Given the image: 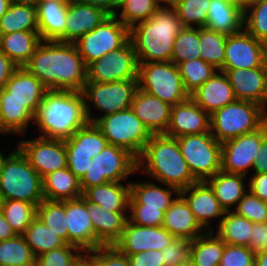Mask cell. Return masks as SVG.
<instances>
[{
  "label": "cell",
  "mask_w": 267,
  "mask_h": 266,
  "mask_svg": "<svg viewBox=\"0 0 267 266\" xmlns=\"http://www.w3.org/2000/svg\"><path fill=\"white\" fill-rule=\"evenodd\" d=\"M85 5H92L103 9L109 15H115L119 0H75Z\"/></svg>",
  "instance_id": "cell-62"
},
{
  "label": "cell",
  "mask_w": 267,
  "mask_h": 266,
  "mask_svg": "<svg viewBox=\"0 0 267 266\" xmlns=\"http://www.w3.org/2000/svg\"><path fill=\"white\" fill-rule=\"evenodd\" d=\"M35 258L66 243L39 218H35L22 234Z\"/></svg>",
  "instance_id": "cell-40"
},
{
  "label": "cell",
  "mask_w": 267,
  "mask_h": 266,
  "mask_svg": "<svg viewBox=\"0 0 267 266\" xmlns=\"http://www.w3.org/2000/svg\"><path fill=\"white\" fill-rule=\"evenodd\" d=\"M35 256L23 235L0 241V265L34 266Z\"/></svg>",
  "instance_id": "cell-44"
},
{
  "label": "cell",
  "mask_w": 267,
  "mask_h": 266,
  "mask_svg": "<svg viewBox=\"0 0 267 266\" xmlns=\"http://www.w3.org/2000/svg\"><path fill=\"white\" fill-rule=\"evenodd\" d=\"M17 68L18 66L0 51V89L4 88Z\"/></svg>",
  "instance_id": "cell-60"
},
{
  "label": "cell",
  "mask_w": 267,
  "mask_h": 266,
  "mask_svg": "<svg viewBox=\"0 0 267 266\" xmlns=\"http://www.w3.org/2000/svg\"><path fill=\"white\" fill-rule=\"evenodd\" d=\"M184 28L175 8H159L146 21L129 29L139 63L171 62L174 40Z\"/></svg>",
  "instance_id": "cell-3"
},
{
  "label": "cell",
  "mask_w": 267,
  "mask_h": 266,
  "mask_svg": "<svg viewBox=\"0 0 267 266\" xmlns=\"http://www.w3.org/2000/svg\"><path fill=\"white\" fill-rule=\"evenodd\" d=\"M94 237L100 245H114L122 236L129 212H112L86 201Z\"/></svg>",
  "instance_id": "cell-26"
},
{
  "label": "cell",
  "mask_w": 267,
  "mask_h": 266,
  "mask_svg": "<svg viewBox=\"0 0 267 266\" xmlns=\"http://www.w3.org/2000/svg\"><path fill=\"white\" fill-rule=\"evenodd\" d=\"M39 137L66 140L88 121L81 92L48 90L38 105L33 120Z\"/></svg>",
  "instance_id": "cell-2"
},
{
  "label": "cell",
  "mask_w": 267,
  "mask_h": 266,
  "mask_svg": "<svg viewBox=\"0 0 267 266\" xmlns=\"http://www.w3.org/2000/svg\"><path fill=\"white\" fill-rule=\"evenodd\" d=\"M251 233L252 222L232 210L225 212L214 234L225 244L248 247Z\"/></svg>",
  "instance_id": "cell-37"
},
{
  "label": "cell",
  "mask_w": 267,
  "mask_h": 266,
  "mask_svg": "<svg viewBox=\"0 0 267 266\" xmlns=\"http://www.w3.org/2000/svg\"><path fill=\"white\" fill-rule=\"evenodd\" d=\"M24 67L49 90L81 92L87 81V66L75 43L41 41Z\"/></svg>",
  "instance_id": "cell-1"
},
{
  "label": "cell",
  "mask_w": 267,
  "mask_h": 266,
  "mask_svg": "<svg viewBox=\"0 0 267 266\" xmlns=\"http://www.w3.org/2000/svg\"><path fill=\"white\" fill-rule=\"evenodd\" d=\"M129 40V28L115 15H109L94 30L84 34L75 43L84 63L95 60L122 47Z\"/></svg>",
  "instance_id": "cell-12"
},
{
  "label": "cell",
  "mask_w": 267,
  "mask_h": 266,
  "mask_svg": "<svg viewBox=\"0 0 267 266\" xmlns=\"http://www.w3.org/2000/svg\"><path fill=\"white\" fill-rule=\"evenodd\" d=\"M2 203H3V198H2V195H1V191H0V208H1Z\"/></svg>",
  "instance_id": "cell-73"
},
{
  "label": "cell",
  "mask_w": 267,
  "mask_h": 266,
  "mask_svg": "<svg viewBox=\"0 0 267 266\" xmlns=\"http://www.w3.org/2000/svg\"><path fill=\"white\" fill-rule=\"evenodd\" d=\"M191 240L186 238H174L172 242L162 250L164 266H178L190 257Z\"/></svg>",
  "instance_id": "cell-55"
},
{
  "label": "cell",
  "mask_w": 267,
  "mask_h": 266,
  "mask_svg": "<svg viewBox=\"0 0 267 266\" xmlns=\"http://www.w3.org/2000/svg\"><path fill=\"white\" fill-rule=\"evenodd\" d=\"M174 236L162 226H140L127 220L121 238L114 244L127 256L150 251H162Z\"/></svg>",
  "instance_id": "cell-17"
},
{
  "label": "cell",
  "mask_w": 267,
  "mask_h": 266,
  "mask_svg": "<svg viewBox=\"0 0 267 266\" xmlns=\"http://www.w3.org/2000/svg\"><path fill=\"white\" fill-rule=\"evenodd\" d=\"M267 137L261 126L254 132L225 141L221 145V171L247 176L258 156V148Z\"/></svg>",
  "instance_id": "cell-14"
},
{
  "label": "cell",
  "mask_w": 267,
  "mask_h": 266,
  "mask_svg": "<svg viewBox=\"0 0 267 266\" xmlns=\"http://www.w3.org/2000/svg\"><path fill=\"white\" fill-rule=\"evenodd\" d=\"M109 16L103 9L70 0L65 20V42L74 43Z\"/></svg>",
  "instance_id": "cell-24"
},
{
  "label": "cell",
  "mask_w": 267,
  "mask_h": 266,
  "mask_svg": "<svg viewBox=\"0 0 267 266\" xmlns=\"http://www.w3.org/2000/svg\"><path fill=\"white\" fill-rule=\"evenodd\" d=\"M181 1L183 0H158L161 8H175Z\"/></svg>",
  "instance_id": "cell-66"
},
{
  "label": "cell",
  "mask_w": 267,
  "mask_h": 266,
  "mask_svg": "<svg viewBox=\"0 0 267 266\" xmlns=\"http://www.w3.org/2000/svg\"><path fill=\"white\" fill-rule=\"evenodd\" d=\"M180 195L188 203L200 226L206 232L214 231L211 229L210 220L220 218V222L226 211L218 202L209 184L206 181H197L188 188L180 190Z\"/></svg>",
  "instance_id": "cell-19"
},
{
  "label": "cell",
  "mask_w": 267,
  "mask_h": 266,
  "mask_svg": "<svg viewBox=\"0 0 267 266\" xmlns=\"http://www.w3.org/2000/svg\"><path fill=\"white\" fill-rule=\"evenodd\" d=\"M178 266H197L194 261L189 257L186 261H183Z\"/></svg>",
  "instance_id": "cell-70"
},
{
  "label": "cell",
  "mask_w": 267,
  "mask_h": 266,
  "mask_svg": "<svg viewBox=\"0 0 267 266\" xmlns=\"http://www.w3.org/2000/svg\"><path fill=\"white\" fill-rule=\"evenodd\" d=\"M180 151L198 181H206L221 170V145L211 132L176 138Z\"/></svg>",
  "instance_id": "cell-11"
},
{
  "label": "cell",
  "mask_w": 267,
  "mask_h": 266,
  "mask_svg": "<svg viewBox=\"0 0 267 266\" xmlns=\"http://www.w3.org/2000/svg\"><path fill=\"white\" fill-rule=\"evenodd\" d=\"M248 190L261 200L267 199V172L265 173H253L249 177Z\"/></svg>",
  "instance_id": "cell-59"
},
{
  "label": "cell",
  "mask_w": 267,
  "mask_h": 266,
  "mask_svg": "<svg viewBox=\"0 0 267 266\" xmlns=\"http://www.w3.org/2000/svg\"><path fill=\"white\" fill-rule=\"evenodd\" d=\"M159 8L158 0H119L115 16L130 29L132 26L150 19Z\"/></svg>",
  "instance_id": "cell-42"
},
{
  "label": "cell",
  "mask_w": 267,
  "mask_h": 266,
  "mask_svg": "<svg viewBox=\"0 0 267 266\" xmlns=\"http://www.w3.org/2000/svg\"><path fill=\"white\" fill-rule=\"evenodd\" d=\"M38 31H16L0 35V51L18 67H24L41 42Z\"/></svg>",
  "instance_id": "cell-32"
},
{
  "label": "cell",
  "mask_w": 267,
  "mask_h": 266,
  "mask_svg": "<svg viewBox=\"0 0 267 266\" xmlns=\"http://www.w3.org/2000/svg\"><path fill=\"white\" fill-rule=\"evenodd\" d=\"M267 61V45L242 29L227 35L225 61L221 69H254Z\"/></svg>",
  "instance_id": "cell-16"
},
{
  "label": "cell",
  "mask_w": 267,
  "mask_h": 266,
  "mask_svg": "<svg viewBox=\"0 0 267 266\" xmlns=\"http://www.w3.org/2000/svg\"><path fill=\"white\" fill-rule=\"evenodd\" d=\"M0 191L3 200H20L36 207L44 199L41 176L16 146L0 159Z\"/></svg>",
  "instance_id": "cell-5"
},
{
  "label": "cell",
  "mask_w": 267,
  "mask_h": 266,
  "mask_svg": "<svg viewBox=\"0 0 267 266\" xmlns=\"http://www.w3.org/2000/svg\"><path fill=\"white\" fill-rule=\"evenodd\" d=\"M138 88L137 79L120 80L109 83L86 81L81 93L84 99L87 121L95 123L100 117L131 108L133 96ZM102 116L95 117L89 102Z\"/></svg>",
  "instance_id": "cell-7"
},
{
  "label": "cell",
  "mask_w": 267,
  "mask_h": 266,
  "mask_svg": "<svg viewBox=\"0 0 267 266\" xmlns=\"http://www.w3.org/2000/svg\"><path fill=\"white\" fill-rule=\"evenodd\" d=\"M262 106L236 99L210 115V131L223 143L243 134L256 131L262 126Z\"/></svg>",
  "instance_id": "cell-6"
},
{
  "label": "cell",
  "mask_w": 267,
  "mask_h": 266,
  "mask_svg": "<svg viewBox=\"0 0 267 266\" xmlns=\"http://www.w3.org/2000/svg\"><path fill=\"white\" fill-rule=\"evenodd\" d=\"M34 113L17 100H0V134L26 135L27 128L33 123Z\"/></svg>",
  "instance_id": "cell-35"
},
{
  "label": "cell",
  "mask_w": 267,
  "mask_h": 266,
  "mask_svg": "<svg viewBox=\"0 0 267 266\" xmlns=\"http://www.w3.org/2000/svg\"><path fill=\"white\" fill-rule=\"evenodd\" d=\"M82 197L112 212H129L130 182H108L87 188Z\"/></svg>",
  "instance_id": "cell-30"
},
{
  "label": "cell",
  "mask_w": 267,
  "mask_h": 266,
  "mask_svg": "<svg viewBox=\"0 0 267 266\" xmlns=\"http://www.w3.org/2000/svg\"><path fill=\"white\" fill-rule=\"evenodd\" d=\"M259 1H262V0H245V3H246V6L248 7L249 5L259 2Z\"/></svg>",
  "instance_id": "cell-72"
},
{
  "label": "cell",
  "mask_w": 267,
  "mask_h": 266,
  "mask_svg": "<svg viewBox=\"0 0 267 266\" xmlns=\"http://www.w3.org/2000/svg\"><path fill=\"white\" fill-rule=\"evenodd\" d=\"M49 89L25 67H18L0 89V100H17L35 114L38 105Z\"/></svg>",
  "instance_id": "cell-21"
},
{
  "label": "cell",
  "mask_w": 267,
  "mask_h": 266,
  "mask_svg": "<svg viewBox=\"0 0 267 266\" xmlns=\"http://www.w3.org/2000/svg\"><path fill=\"white\" fill-rule=\"evenodd\" d=\"M138 171L146 173L159 184L176 187L179 191L198 180L192 175L174 137L152 134L137 159Z\"/></svg>",
  "instance_id": "cell-4"
},
{
  "label": "cell",
  "mask_w": 267,
  "mask_h": 266,
  "mask_svg": "<svg viewBox=\"0 0 267 266\" xmlns=\"http://www.w3.org/2000/svg\"><path fill=\"white\" fill-rule=\"evenodd\" d=\"M190 97L209 115L236 100L229 79L221 70L215 72Z\"/></svg>",
  "instance_id": "cell-25"
},
{
  "label": "cell",
  "mask_w": 267,
  "mask_h": 266,
  "mask_svg": "<svg viewBox=\"0 0 267 266\" xmlns=\"http://www.w3.org/2000/svg\"><path fill=\"white\" fill-rule=\"evenodd\" d=\"M185 90L191 95L218 70L208 62L199 59L184 61L177 65Z\"/></svg>",
  "instance_id": "cell-46"
},
{
  "label": "cell",
  "mask_w": 267,
  "mask_h": 266,
  "mask_svg": "<svg viewBox=\"0 0 267 266\" xmlns=\"http://www.w3.org/2000/svg\"><path fill=\"white\" fill-rule=\"evenodd\" d=\"M255 266H267V251L256 254Z\"/></svg>",
  "instance_id": "cell-65"
},
{
  "label": "cell",
  "mask_w": 267,
  "mask_h": 266,
  "mask_svg": "<svg viewBox=\"0 0 267 266\" xmlns=\"http://www.w3.org/2000/svg\"><path fill=\"white\" fill-rule=\"evenodd\" d=\"M210 0H183L175 10L184 27H205Z\"/></svg>",
  "instance_id": "cell-50"
},
{
  "label": "cell",
  "mask_w": 267,
  "mask_h": 266,
  "mask_svg": "<svg viewBox=\"0 0 267 266\" xmlns=\"http://www.w3.org/2000/svg\"><path fill=\"white\" fill-rule=\"evenodd\" d=\"M256 254L246 246L225 244L219 266H255Z\"/></svg>",
  "instance_id": "cell-53"
},
{
  "label": "cell",
  "mask_w": 267,
  "mask_h": 266,
  "mask_svg": "<svg viewBox=\"0 0 267 266\" xmlns=\"http://www.w3.org/2000/svg\"><path fill=\"white\" fill-rule=\"evenodd\" d=\"M252 223L267 222V207L264 200L253 195L249 190L233 210Z\"/></svg>",
  "instance_id": "cell-52"
},
{
  "label": "cell",
  "mask_w": 267,
  "mask_h": 266,
  "mask_svg": "<svg viewBox=\"0 0 267 266\" xmlns=\"http://www.w3.org/2000/svg\"><path fill=\"white\" fill-rule=\"evenodd\" d=\"M205 28L226 35L239 33L243 29V13L221 0H210Z\"/></svg>",
  "instance_id": "cell-34"
},
{
  "label": "cell",
  "mask_w": 267,
  "mask_h": 266,
  "mask_svg": "<svg viewBox=\"0 0 267 266\" xmlns=\"http://www.w3.org/2000/svg\"><path fill=\"white\" fill-rule=\"evenodd\" d=\"M0 209L17 235H22L37 216L34 204L20 200H3Z\"/></svg>",
  "instance_id": "cell-45"
},
{
  "label": "cell",
  "mask_w": 267,
  "mask_h": 266,
  "mask_svg": "<svg viewBox=\"0 0 267 266\" xmlns=\"http://www.w3.org/2000/svg\"><path fill=\"white\" fill-rule=\"evenodd\" d=\"M200 41L198 27H184L174 40L171 62L176 65L200 56Z\"/></svg>",
  "instance_id": "cell-47"
},
{
  "label": "cell",
  "mask_w": 267,
  "mask_h": 266,
  "mask_svg": "<svg viewBox=\"0 0 267 266\" xmlns=\"http://www.w3.org/2000/svg\"><path fill=\"white\" fill-rule=\"evenodd\" d=\"M85 257L94 266H130L128 256L115 245H101L85 253Z\"/></svg>",
  "instance_id": "cell-51"
},
{
  "label": "cell",
  "mask_w": 267,
  "mask_h": 266,
  "mask_svg": "<svg viewBox=\"0 0 267 266\" xmlns=\"http://www.w3.org/2000/svg\"><path fill=\"white\" fill-rule=\"evenodd\" d=\"M36 217L68 244L65 201L43 199L37 206Z\"/></svg>",
  "instance_id": "cell-43"
},
{
  "label": "cell",
  "mask_w": 267,
  "mask_h": 266,
  "mask_svg": "<svg viewBox=\"0 0 267 266\" xmlns=\"http://www.w3.org/2000/svg\"><path fill=\"white\" fill-rule=\"evenodd\" d=\"M130 266H164L163 254L159 250H150L128 256Z\"/></svg>",
  "instance_id": "cell-58"
},
{
  "label": "cell",
  "mask_w": 267,
  "mask_h": 266,
  "mask_svg": "<svg viewBox=\"0 0 267 266\" xmlns=\"http://www.w3.org/2000/svg\"><path fill=\"white\" fill-rule=\"evenodd\" d=\"M2 154H3V153H2V150H0V159H1V157H2Z\"/></svg>",
  "instance_id": "cell-74"
},
{
  "label": "cell",
  "mask_w": 267,
  "mask_h": 266,
  "mask_svg": "<svg viewBox=\"0 0 267 266\" xmlns=\"http://www.w3.org/2000/svg\"><path fill=\"white\" fill-rule=\"evenodd\" d=\"M44 199L67 201L82 197L80 179L67 167L56 170L42 179Z\"/></svg>",
  "instance_id": "cell-33"
},
{
  "label": "cell",
  "mask_w": 267,
  "mask_h": 266,
  "mask_svg": "<svg viewBox=\"0 0 267 266\" xmlns=\"http://www.w3.org/2000/svg\"><path fill=\"white\" fill-rule=\"evenodd\" d=\"M138 60L130 39L120 48L87 66V81L109 83L138 79Z\"/></svg>",
  "instance_id": "cell-13"
},
{
  "label": "cell",
  "mask_w": 267,
  "mask_h": 266,
  "mask_svg": "<svg viewBox=\"0 0 267 266\" xmlns=\"http://www.w3.org/2000/svg\"><path fill=\"white\" fill-rule=\"evenodd\" d=\"M138 172L137 158L126 149L108 144L91 160L86 174L80 180L84 192L92 186L127 180Z\"/></svg>",
  "instance_id": "cell-10"
},
{
  "label": "cell",
  "mask_w": 267,
  "mask_h": 266,
  "mask_svg": "<svg viewBox=\"0 0 267 266\" xmlns=\"http://www.w3.org/2000/svg\"><path fill=\"white\" fill-rule=\"evenodd\" d=\"M70 0H40V2H69Z\"/></svg>",
  "instance_id": "cell-71"
},
{
  "label": "cell",
  "mask_w": 267,
  "mask_h": 266,
  "mask_svg": "<svg viewBox=\"0 0 267 266\" xmlns=\"http://www.w3.org/2000/svg\"><path fill=\"white\" fill-rule=\"evenodd\" d=\"M157 185L154 181L130 182L129 205H144V208H159L164 213L180 194L173 186ZM176 194V196H175ZM175 196V198H173Z\"/></svg>",
  "instance_id": "cell-28"
},
{
  "label": "cell",
  "mask_w": 267,
  "mask_h": 266,
  "mask_svg": "<svg viewBox=\"0 0 267 266\" xmlns=\"http://www.w3.org/2000/svg\"><path fill=\"white\" fill-rule=\"evenodd\" d=\"M16 31H38L37 8L32 5L11 3L0 18V35Z\"/></svg>",
  "instance_id": "cell-38"
},
{
  "label": "cell",
  "mask_w": 267,
  "mask_h": 266,
  "mask_svg": "<svg viewBox=\"0 0 267 266\" xmlns=\"http://www.w3.org/2000/svg\"><path fill=\"white\" fill-rule=\"evenodd\" d=\"M199 41L201 59L220 70L224 66L227 35L201 27Z\"/></svg>",
  "instance_id": "cell-41"
},
{
  "label": "cell",
  "mask_w": 267,
  "mask_h": 266,
  "mask_svg": "<svg viewBox=\"0 0 267 266\" xmlns=\"http://www.w3.org/2000/svg\"><path fill=\"white\" fill-rule=\"evenodd\" d=\"M67 153V168L80 180L89 169L91 160L93 159L90 153L85 152H66Z\"/></svg>",
  "instance_id": "cell-56"
},
{
  "label": "cell",
  "mask_w": 267,
  "mask_h": 266,
  "mask_svg": "<svg viewBox=\"0 0 267 266\" xmlns=\"http://www.w3.org/2000/svg\"><path fill=\"white\" fill-rule=\"evenodd\" d=\"M84 257L85 252L79 247L65 244L36 257L34 266H79Z\"/></svg>",
  "instance_id": "cell-49"
},
{
  "label": "cell",
  "mask_w": 267,
  "mask_h": 266,
  "mask_svg": "<svg viewBox=\"0 0 267 266\" xmlns=\"http://www.w3.org/2000/svg\"><path fill=\"white\" fill-rule=\"evenodd\" d=\"M17 147L42 179L56 170L67 167L64 140L38 136L34 139L19 140Z\"/></svg>",
  "instance_id": "cell-15"
},
{
  "label": "cell",
  "mask_w": 267,
  "mask_h": 266,
  "mask_svg": "<svg viewBox=\"0 0 267 266\" xmlns=\"http://www.w3.org/2000/svg\"><path fill=\"white\" fill-rule=\"evenodd\" d=\"M94 124L108 144L126 149L137 159L152 136L131 108L100 117Z\"/></svg>",
  "instance_id": "cell-8"
},
{
  "label": "cell",
  "mask_w": 267,
  "mask_h": 266,
  "mask_svg": "<svg viewBox=\"0 0 267 266\" xmlns=\"http://www.w3.org/2000/svg\"><path fill=\"white\" fill-rule=\"evenodd\" d=\"M225 242L214 231H208L191 240L190 258L197 266H219Z\"/></svg>",
  "instance_id": "cell-36"
},
{
  "label": "cell",
  "mask_w": 267,
  "mask_h": 266,
  "mask_svg": "<svg viewBox=\"0 0 267 266\" xmlns=\"http://www.w3.org/2000/svg\"><path fill=\"white\" fill-rule=\"evenodd\" d=\"M223 2H225L226 4L232 5L234 7H236L237 9H239L242 13L245 12L246 9V3L245 0H221Z\"/></svg>",
  "instance_id": "cell-64"
},
{
  "label": "cell",
  "mask_w": 267,
  "mask_h": 266,
  "mask_svg": "<svg viewBox=\"0 0 267 266\" xmlns=\"http://www.w3.org/2000/svg\"><path fill=\"white\" fill-rule=\"evenodd\" d=\"M68 244L79 247L85 253L101 246L94 237L91 218L83 197L65 201Z\"/></svg>",
  "instance_id": "cell-20"
},
{
  "label": "cell",
  "mask_w": 267,
  "mask_h": 266,
  "mask_svg": "<svg viewBox=\"0 0 267 266\" xmlns=\"http://www.w3.org/2000/svg\"><path fill=\"white\" fill-rule=\"evenodd\" d=\"M138 87L171 106L190 97L178 66L173 62H149L138 65Z\"/></svg>",
  "instance_id": "cell-9"
},
{
  "label": "cell",
  "mask_w": 267,
  "mask_h": 266,
  "mask_svg": "<svg viewBox=\"0 0 267 266\" xmlns=\"http://www.w3.org/2000/svg\"><path fill=\"white\" fill-rule=\"evenodd\" d=\"M162 227L176 238L194 240L206 231L197 222L186 200L179 194L164 213Z\"/></svg>",
  "instance_id": "cell-27"
},
{
  "label": "cell",
  "mask_w": 267,
  "mask_h": 266,
  "mask_svg": "<svg viewBox=\"0 0 267 266\" xmlns=\"http://www.w3.org/2000/svg\"><path fill=\"white\" fill-rule=\"evenodd\" d=\"M243 29L267 45V0L246 7L243 13Z\"/></svg>",
  "instance_id": "cell-48"
},
{
  "label": "cell",
  "mask_w": 267,
  "mask_h": 266,
  "mask_svg": "<svg viewBox=\"0 0 267 266\" xmlns=\"http://www.w3.org/2000/svg\"><path fill=\"white\" fill-rule=\"evenodd\" d=\"M13 3L16 4H25V5H32L37 6L38 3H40V0H11Z\"/></svg>",
  "instance_id": "cell-69"
},
{
  "label": "cell",
  "mask_w": 267,
  "mask_h": 266,
  "mask_svg": "<svg viewBox=\"0 0 267 266\" xmlns=\"http://www.w3.org/2000/svg\"><path fill=\"white\" fill-rule=\"evenodd\" d=\"M253 173L267 172V137L261 142L258 148V156L252 166Z\"/></svg>",
  "instance_id": "cell-61"
},
{
  "label": "cell",
  "mask_w": 267,
  "mask_h": 266,
  "mask_svg": "<svg viewBox=\"0 0 267 266\" xmlns=\"http://www.w3.org/2000/svg\"><path fill=\"white\" fill-rule=\"evenodd\" d=\"M246 177L248 176L230 174L220 170L214 176L209 177L206 182L213 189L215 196L223 209L225 211H232V209H235V206L237 207L242 197L248 192V184H245L244 182ZM232 206L234 208H232Z\"/></svg>",
  "instance_id": "cell-31"
},
{
  "label": "cell",
  "mask_w": 267,
  "mask_h": 266,
  "mask_svg": "<svg viewBox=\"0 0 267 266\" xmlns=\"http://www.w3.org/2000/svg\"><path fill=\"white\" fill-rule=\"evenodd\" d=\"M227 75L235 98L261 106L267 103V61L254 69H220Z\"/></svg>",
  "instance_id": "cell-18"
},
{
  "label": "cell",
  "mask_w": 267,
  "mask_h": 266,
  "mask_svg": "<svg viewBox=\"0 0 267 266\" xmlns=\"http://www.w3.org/2000/svg\"><path fill=\"white\" fill-rule=\"evenodd\" d=\"M64 141L66 152H85L90 153L92 157L101 153L108 145V141L100 129L91 122H87Z\"/></svg>",
  "instance_id": "cell-39"
},
{
  "label": "cell",
  "mask_w": 267,
  "mask_h": 266,
  "mask_svg": "<svg viewBox=\"0 0 267 266\" xmlns=\"http://www.w3.org/2000/svg\"><path fill=\"white\" fill-rule=\"evenodd\" d=\"M171 107L169 103L139 87L131 104V109L151 134L166 133L170 123Z\"/></svg>",
  "instance_id": "cell-23"
},
{
  "label": "cell",
  "mask_w": 267,
  "mask_h": 266,
  "mask_svg": "<svg viewBox=\"0 0 267 266\" xmlns=\"http://www.w3.org/2000/svg\"><path fill=\"white\" fill-rule=\"evenodd\" d=\"M248 247L255 254L267 251V222L252 223Z\"/></svg>",
  "instance_id": "cell-57"
},
{
  "label": "cell",
  "mask_w": 267,
  "mask_h": 266,
  "mask_svg": "<svg viewBox=\"0 0 267 266\" xmlns=\"http://www.w3.org/2000/svg\"><path fill=\"white\" fill-rule=\"evenodd\" d=\"M68 2L37 4L38 33L42 41L65 42V20Z\"/></svg>",
  "instance_id": "cell-29"
},
{
  "label": "cell",
  "mask_w": 267,
  "mask_h": 266,
  "mask_svg": "<svg viewBox=\"0 0 267 266\" xmlns=\"http://www.w3.org/2000/svg\"><path fill=\"white\" fill-rule=\"evenodd\" d=\"M12 3L11 0H0V18L6 13L9 9L10 4Z\"/></svg>",
  "instance_id": "cell-67"
},
{
  "label": "cell",
  "mask_w": 267,
  "mask_h": 266,
  "mask_svg": "<svg viewBox=\"0 0 267 266\" xmlns=\"http://www.w3.org/2000/svg\"><path fill=\"white\" fill-rule=\"evenodd\" d=\"M16 235V232L11 228L0 209V241L14 238Z\"/></svg>",
  "instance_id": "cell-63"
},
{
  "label": "cell",
  "mask_w": 267,
  "mask_h": 266,
  "mask_svg": "<svg viewBox=\"0 0 267 266\" xmlns=\"http://www.w3.org/2000/svg\"><path fill=\"white\" fill-rule=\"evenodd\" d=\"M206 132H211L210 115L191 97L171 107L170 123L165 135L178 138Z\"/></svg>",
  "instance_id": "cell-22"
},
{
  "label": "cell",
  "mask_w": 267,
  "mask_h": 266,
  "mask_svg": "<svg viewBox=\"0 0 267 266\" xmlns=\"http://www.w3.org/2000/svg\"><path fill=\"white\" fill-rule=\"evenodd\" d=\"M128 220L140 226H162L164 212L159 208H144V205H129Z\"/></svg>",
  "instance_id": "cell-54"
},
{
  "label": "cell",
  "mask_w": 267,
  "mask_h": 266,
  "mask_svg": "<svg viewBox=\"0 0 267 266\" xmlns=\"http://www.w3.org/2000/svg\"><path fill=\"white\" fill-rule=\"evenodd\" d=\"M262 127L267 134V103L262 106Z\"/></svg>",
  "instance_id": "cell-68"
}]
</instances>
